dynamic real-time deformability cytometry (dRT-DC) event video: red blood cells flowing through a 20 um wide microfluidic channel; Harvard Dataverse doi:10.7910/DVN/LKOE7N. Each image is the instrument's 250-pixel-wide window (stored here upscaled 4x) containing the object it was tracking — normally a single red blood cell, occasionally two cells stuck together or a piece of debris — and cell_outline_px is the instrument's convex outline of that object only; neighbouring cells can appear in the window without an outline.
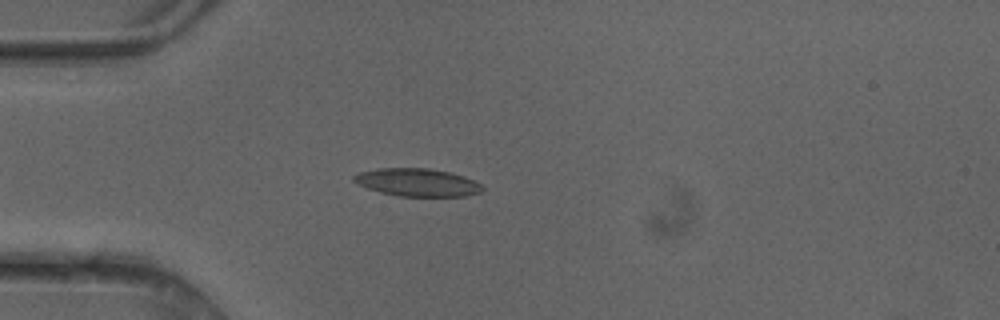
{"species": "common noctule bat (a hibernating species)", "species_latin": "Nyctalus noctula", "temperature_condition": "cold", "stored_images_in_passage": 3, "camera_frame_rate_fps": 3000, "um_per_image_px": 0.085, "animal": {"sex": "female"}, "frame": {"image": 1, "passage_image": 3, "time_ms": 0.667, "image_size_px": [1000, 320], "cell_outline_px": [[484, 188], [480, 192], [464, 196], [400, 196], [380, 192], [356, 184], [352, 180], [352, 176], [360, 172], [376, 168], [428, 168], [448, 172], [464, 176], [480, 184]], "centroid_in_image_um": [35.42, 15.5], "position_along_channel_um": 49.6, "area_um2": 20.75}}